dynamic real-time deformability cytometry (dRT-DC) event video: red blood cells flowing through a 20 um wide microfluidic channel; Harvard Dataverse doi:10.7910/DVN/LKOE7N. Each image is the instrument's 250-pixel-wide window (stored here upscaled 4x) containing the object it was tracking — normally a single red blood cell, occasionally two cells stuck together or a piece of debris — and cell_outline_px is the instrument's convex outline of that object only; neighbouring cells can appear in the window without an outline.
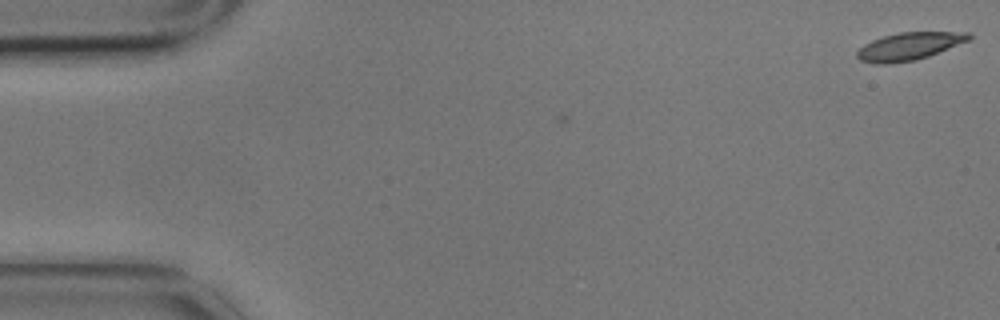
{"species": "common noctule bat (a hibernating species)", "species_latin": "Nyctalus noctula", "temperature_condition": "cold", "stored_images_in_passage": 3, "camera_frame_rate_fps": 3000, "um_per_image_px": 0.085, "animal": {"sex": "male", "body_mass_g": 17.9}, "frame": {"image": 1, "passage_image": 1, "time_ms": 0.0, "image_size_px": [1000, 320], "cell_outline_px": [[972, 36], [968, 40], [928, 56], [916, 60], [888, 64], [876, 64], [860, 60], [856, 56], [856, 52], [864, 44], [872, 40], [884, 36], [900, 32], [968, 32]], "centroid_in_image_um": [77.23, 3.94], "position_along_channel_um": 7.8, "area_um2": 17.8}}